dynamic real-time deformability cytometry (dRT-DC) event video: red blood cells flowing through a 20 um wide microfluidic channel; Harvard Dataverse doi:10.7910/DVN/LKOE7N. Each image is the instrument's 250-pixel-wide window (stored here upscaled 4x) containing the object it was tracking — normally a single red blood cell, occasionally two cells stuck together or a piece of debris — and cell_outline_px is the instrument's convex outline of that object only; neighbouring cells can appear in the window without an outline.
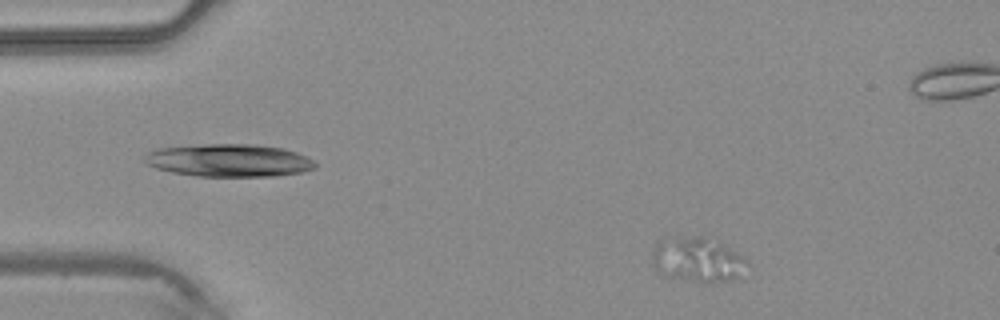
{"species": "common noctule bat (a hibernating species)", "species_latin": "Nyctalus noctula", "temperature_condition": "warm", "stored_images_in_passage": 42, "segment_of_instrument_passage": [1, 2], "camera_frame_rate_fps": 3000, "um_per_image_px": 0.085, "animal": {"sex": "male", "body_mass_g": 20.4}, "frame": {"image": 1, "passage_image": 3, "time_ms": 0.667, "image_size_px": [1000, 320], "cell_outline_px": [[748, 260], [740, 276], [728, 280], [704, 284], [668, 276], [656, 268], [652, 260], [652, 252], [656, 244], [660, 240], [696, 236], [704, 236], [720, 240], [744, 256]], "centroid_in_image_um": [59.34, 22.06], "position_along_channel_um": 25.7, "area_um2": 24.85}}